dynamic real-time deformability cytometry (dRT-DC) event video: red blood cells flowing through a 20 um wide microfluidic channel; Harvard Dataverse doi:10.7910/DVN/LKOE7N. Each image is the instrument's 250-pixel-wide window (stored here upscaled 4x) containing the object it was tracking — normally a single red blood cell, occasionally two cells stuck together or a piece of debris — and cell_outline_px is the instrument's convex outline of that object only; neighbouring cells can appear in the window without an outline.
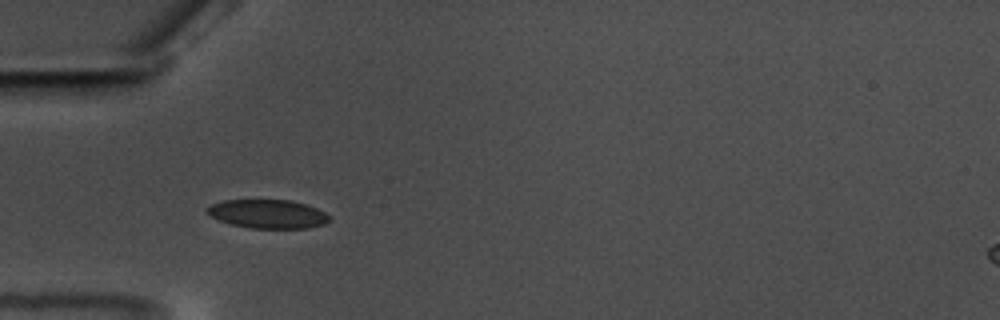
{"species": "common noctule bat (a hibernating species)", "species_latin": "Nyctalus noctula", "temperature_condition": "warm", "stored_images_in_passage": 45, "camera_frame_rate_fps": 3000, "um_per_image_px": 0.085, "animal": {"sex": "male", "body_mass_g": 17.5, "forearm_length_mm": 52.3}, "frame": {"image": 1, "passage_image": 5, "time_ms": 1.333, "image_size_px": [1000, 320], "cell_outline_px": [[328, 220], [324, 224], [308, 228], [248, 228], [232, 224], [220, 220], [204, 212], [204, 208], [212, 204], [224, 200], [292, 200], [316, 208], [324, 212], [328, 216]], "centroid_in_image_um": [22.72, 18.18], "position_along_channel_um": 62.3, "area_um2": 20.35}}
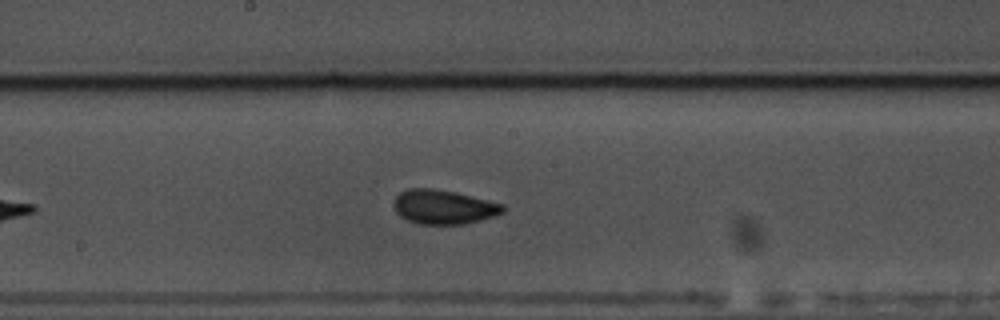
{"frame": {"image": 2, "passage_image": 18, "time_ms": 5.667, "image_size_px": [1000, 320], "cell_outline_px": [[504, 212], [480, 220], [464, 224], [420, 224], [408, 220], [400, 216], [396, 212], [392, 204], [396, 196], [400, 192], [408, 188], [432, 188], [456, 192], [504, 204]], "centroid_in_image_um": [37.68, 17.58], "position_along_channel_um": 210.5, "area_um2": 21.79}}
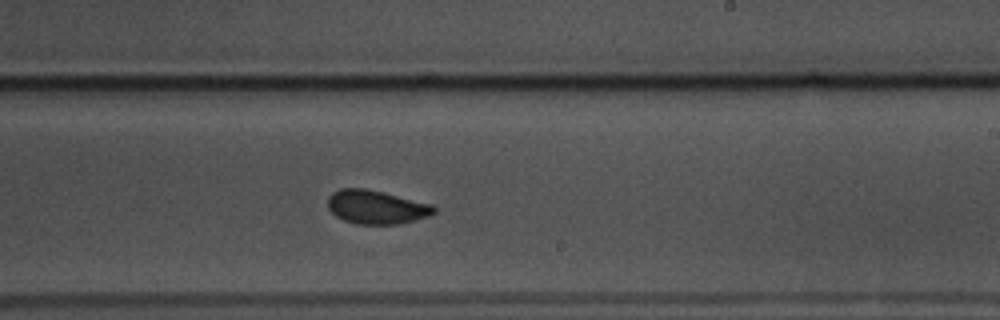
{"frame": {"image": 3, "passage_image": 22, "time_ms": 7.0, "image_size_px": [1000, 320], "cell_outline_px": [[436, 212], [428, 216], [416, 220], [396, 224], [356, 224], [344, 220], [336, 216], [328, 208], [328, 196], [332, 192], [340, 188], [364, 188], [384, 192], [432, 204], [436, 208]], "centroid_in_image_um": [31.98, 17.59], "position_along_channel_um": 257.0, "area_um2": 20.92}, "authors_computed_cell_mechanics": {"area_um2": 20.6924, "velocity_mm_per_s": 3.4973, "shape_relaxation_time_tau1_ms": 4.0944, "shape_relaxation_time_tau2_ms": 1.0116, "deformation_change_tau1": 0.1087, "deformation_change_tau2": 0.0376}}